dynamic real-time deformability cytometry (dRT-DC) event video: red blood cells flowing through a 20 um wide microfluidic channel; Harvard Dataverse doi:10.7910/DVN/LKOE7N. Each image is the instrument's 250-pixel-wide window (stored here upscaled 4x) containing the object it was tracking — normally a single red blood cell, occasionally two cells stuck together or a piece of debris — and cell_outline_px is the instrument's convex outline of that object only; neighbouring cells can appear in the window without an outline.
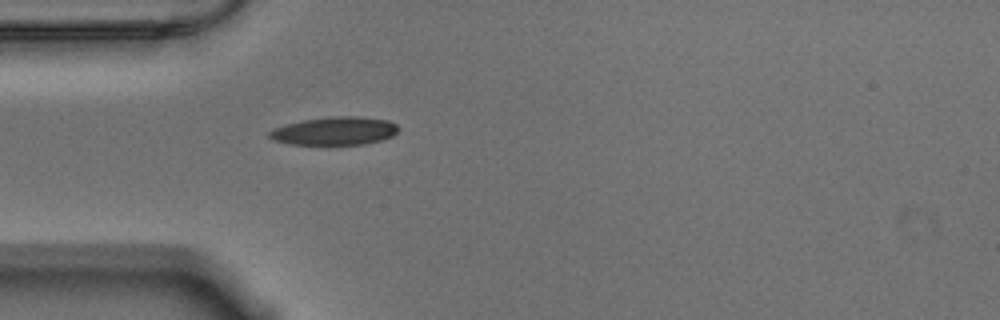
{"species": "Egyptian fruit bat (a non-hibernating species)", "species_latin": "Rousettus aegyptiacus", "temperature_condition": "warm", "stored_images_in_passage": 41, "camera_frame_rate_fps": 3000, "um_per_image_px": 0.085, "animal": {"sex": "male"}, "frame": {"image": 1, "passage_image": 1, "time_ms": 0.0, "image_size_px": [1000, 320], "cell_outline_px": [[400, 128], [392, 136], [384, 140], [364, 144], [292, 144], [272, 140], [268, 136], [268, 132], [276, 128], [288, 124], [304, 120], [332, 116], [356, 116], [388, 120], [396, 124]], "centroid_in_image_um": [28.49, 11.13], "position_along_channel_um": 56.5, "area_um2": 21.04}}
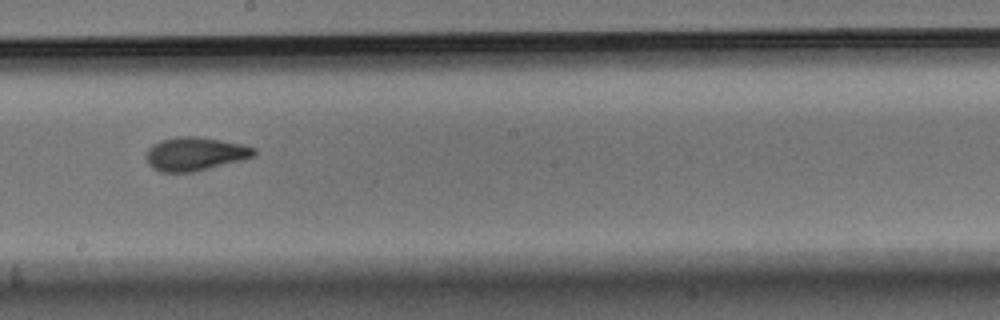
{"frame": {"image": 2, "passage_image": 16, "time_ms": 5.0, "image_size_px": [1000, 320], "cell_outline_px": [[256, 152], [252, 156], [244, 160], [196, 172], [160, 172], [152, 168], [148, 164], [144, 156], [148, 148], [152, 144], [160, 140], [176, 136], [196, 136], [244, 144], [256, 148]], "centroid_in_image_um": [16.56, 13.08], "position_along_channel_um": 231.6, "area_um2": 21.5}}
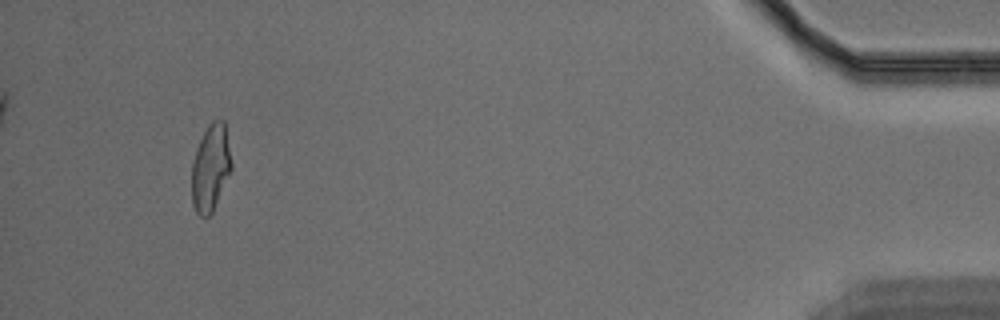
{"frame": {"image": 3, "passage_image": 38, "time_ms": 12.333, "image_size_px": [1000, 320], "cell_outline_px": [[232, 168], [212, 212], [208, 216], [200, 216], [196, 212], [192, 204], [192, 160], [196, 148], [208, 124], [212, 120], [224, 120], [232, 164]], "centroid_in_image_um": [17.89, 14.25], "position_along_channel_um": 417.3, "area_um2": 19.94}, "authors_computed_cell_mechanics": {"area_um2": 20.5768, "velocity_mm_per_s": 3.5439, "shape_relaxation_time_tau1_ms": 8.2619, "shape_relaxation_time_tau2_ms": 1.8902, "deformation_change_tau1": 0.2217, "deformation_change_tau2": 0.076}}